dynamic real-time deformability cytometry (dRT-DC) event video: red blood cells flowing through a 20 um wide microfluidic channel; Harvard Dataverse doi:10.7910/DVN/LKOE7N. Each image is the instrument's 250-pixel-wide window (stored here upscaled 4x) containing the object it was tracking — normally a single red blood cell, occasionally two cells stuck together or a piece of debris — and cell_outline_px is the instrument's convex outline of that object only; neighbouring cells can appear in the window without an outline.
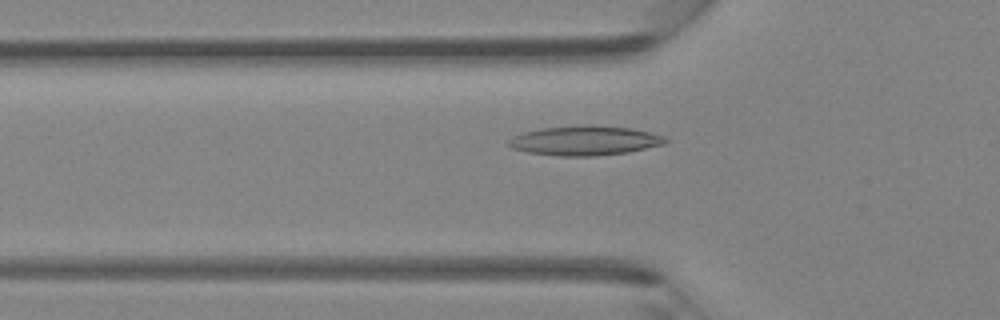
{"species": "Egyptian fruit bat (a non-hibernating species)", "species_latin": "Rousettus aegyptiacus", "temperature_condition": "room temperature", "stored_images_in_passage": 45, "camera_frame_rate_fps": 3000, "um_per_image_px": 0.085, "animal": {"sex": "female"}, "frame": {"image": 1, "passage_image": 15, "time_ms": 4.667, "image_size_px": [1000, 320], "cell_outline_px": [[668, 140], [664, 144], [628, 152], [596, 156], [556, 156], [528, 152], [512, 148], [508, 144], [508, 140], [524, 132], [544, 128], [588, 124], [592, 124], [632, 128], [664, 136]], "centroid_in_image_um": [49.73, 11.95], "position_along_channel_um": 76.1, "area_um2": 26.93}}
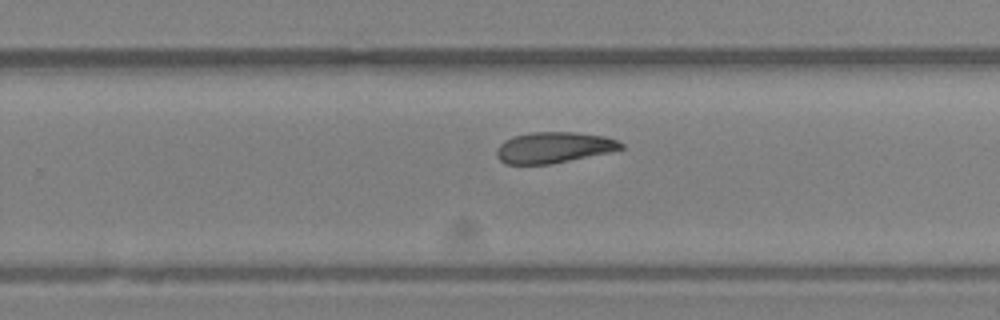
{"frame": {"image": 2, "passage_image": 29, "time_ms": 9.333, "image_size_px": [1000, 320], "cell_outline_px": [[624, 148], [612, 152], [552, 164], [504, 164], [496, 156], [496, 148], [504, 140], [512, 136], [532, 132], [576, 132], [604, 136], [616, 140], [624, 144]], "centroid_in_image_um": [47.07, 12.54], "position_along_channel_um": 282.7, "area_um2": 22.72}}
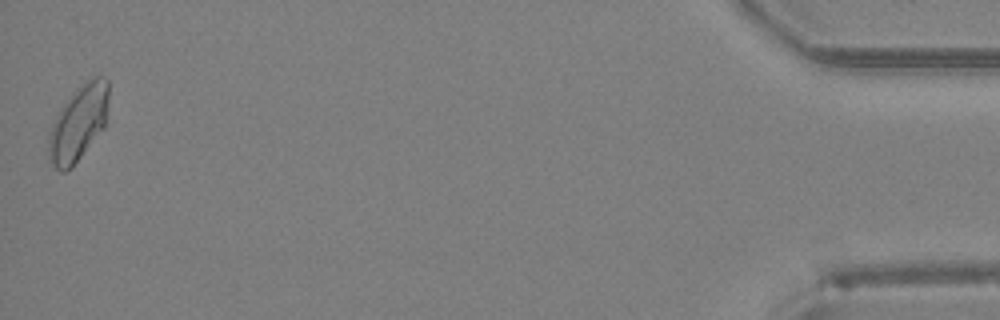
{"frame": {"image": 3, "passage_image": 45, "time_ms": 14.667, "image_size_px": [1000, 320], "cell_outline_px": [[108, 100], [104, 128], [72, 168], [64, 172], [60, 172], [52, 164], [48, 156], [48, 132], [56, 116], [72, 92], [76, 88], [92, 76], [104, 76], [108, 80]], "centroid_in_image_um": [6.66, 10.47], "position_along_channel_um": 428.5, "area_um2": 26.53}}